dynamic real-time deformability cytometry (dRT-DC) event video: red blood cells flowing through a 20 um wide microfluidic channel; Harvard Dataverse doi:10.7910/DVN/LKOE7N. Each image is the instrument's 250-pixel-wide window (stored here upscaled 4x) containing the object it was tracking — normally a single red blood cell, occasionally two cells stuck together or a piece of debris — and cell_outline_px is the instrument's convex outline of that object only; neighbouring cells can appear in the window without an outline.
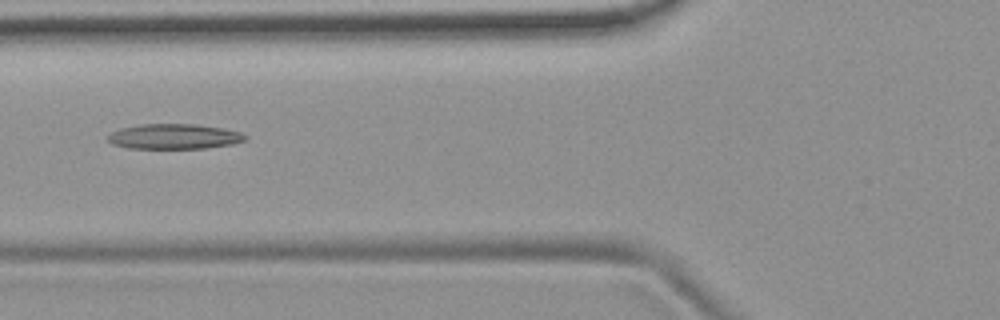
{"species": "common noctule bat (a hibernating species)", "species_latin": "Nyctalus noctula", "temperature_condition": "room temperature", "stored_images_in_passage": 5, "camera_frame_rate_fps": 3000, "um_per_image_px": 0.085, "animal": {"sex": "female", "body_mass_g": 19.9}, "frame": {"image": 1, "passage_image": 5, "time_ms": 4.667, "image_size_px": [1000, 320], "cell_outline_px": [[248, 140], [232, 144], [204, 148], [128, 148], [112, 144], [108, 140], [108, 136], [112, 132], [120, 128], [140, 124], [196, 124], [224, 128], [240, 132], [248, 136]], "centroid_in_image_um": [14.83, 11.59], "position_along_channel_um": 111.0, "area_um2": 20.17}}